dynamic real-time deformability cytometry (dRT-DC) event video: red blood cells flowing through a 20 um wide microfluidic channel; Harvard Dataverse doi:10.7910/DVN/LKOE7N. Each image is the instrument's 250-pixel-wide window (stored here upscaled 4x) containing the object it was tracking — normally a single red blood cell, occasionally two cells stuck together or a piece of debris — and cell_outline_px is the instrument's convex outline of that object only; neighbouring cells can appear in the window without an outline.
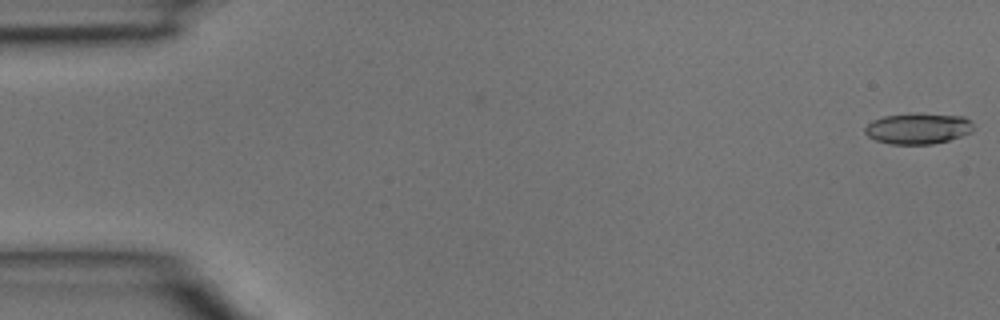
{"species": "common noctule bat (a hibernating species)", "species_latin": "Nyctalus noctula", "temperature_condition": "room temperature", "stored_images_in_passage": 5, "camera_frame_rate_fps": 3000, "um_per_image_px": 0.085, "animal": {"sex": "male", "body_mass_g": 15.6}, "frame": {"image": 1, "passage_image": 1, "time_ms": 0.0, "image_size_px": [1000, 320], "cell_outline_px": [[976, 128], [972, 132], [948, 140], [932, 144], [888, 144], [876, 140], [868, 136], [864, 132], [864, 128], [872, 120], [884, 116], [964, 116]], "centroid_in_image_um": [78.01, 10.98], "position_along_channel_um": 7.0, "area_um2": 18.67}}
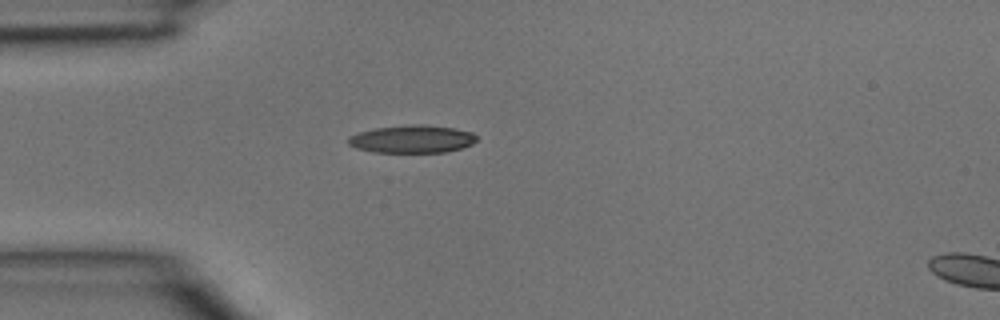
{"frame": {"image": 2, "passage_image": 4, "time_ms": 1.0, "image_size_px": [1000, 320], "cell_outline_px": [[476, 140], [472, 144], [460, 148], [444, 152], [372, 152], [356, 148], [348, 144], [348, 136], [360, 132], [376, 128], [408, 124], [424, 124], [456, 128], [472, 132], [476, 136]], "centroid_in_image_um": [35.02, 11.81], "position_along_channel_um": 50.0, "area_um2": 20.81}}